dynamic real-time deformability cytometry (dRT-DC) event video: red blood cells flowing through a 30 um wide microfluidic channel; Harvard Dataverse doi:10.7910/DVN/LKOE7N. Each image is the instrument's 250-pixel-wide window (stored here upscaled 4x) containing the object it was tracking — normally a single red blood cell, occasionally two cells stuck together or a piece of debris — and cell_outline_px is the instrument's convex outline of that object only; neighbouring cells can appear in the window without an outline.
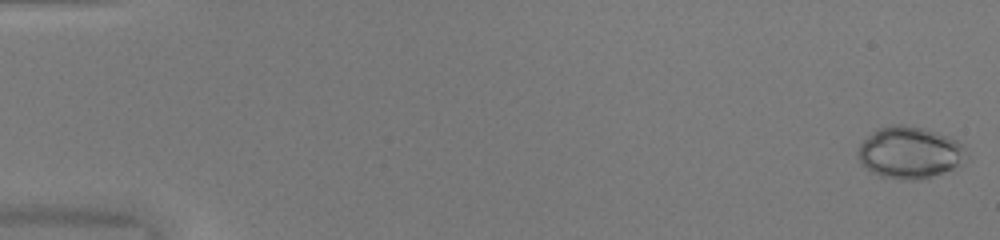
{"species": "common noctule bat (a hibernating species)", "species_latin": "Nyctalus noctula", "temperature_condition": "warm", "stored_images_in_passage": 51, "camera_frame_rate_fps": 3000, "um_per_image_px": 0.085, "animal": {"sex": "female", "body_mass_g": 20.0, "forearm_length_mm": 54.0}, "frame": {"image": 1, "passage_image": 1, "time_ms": 0.0, "image_size_px": [1000, 240], "cell_outline_px": [[960, 148], [956, 164], [952, 168], [928, 176], [912, 180], [880, 176], [872, 172], [860, 164], [856, 152], [860, 144], [876, 128], [920, 128], [936, 132], [948, 136], [956, 140], [960, 144]], "centroid_in_image_um": [77.15, 12.99], "position_along_channel_um": 7.8, "area_um2": 30.63}}
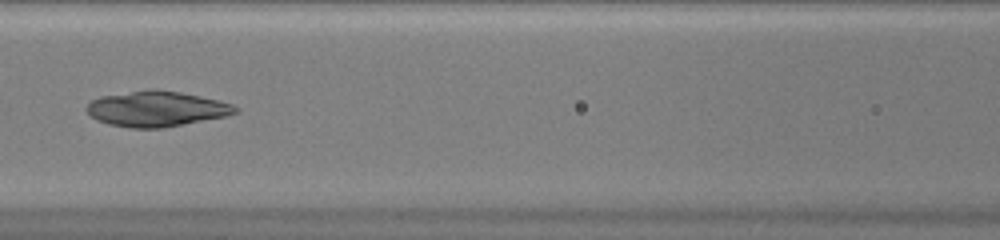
{"frame": {"image": 2, "passage_image": 24, "time_ms": 7.667, "image_size_px": [1000, 240], "cell_outline_px": [[240, 108], [236, 112], [228, 116], [164, 128], [132, 128], [108, 124], [96, 120], [84, 108], [92, 100], [100, 96], [152, 88], [156, 88], [180, 92], [200, 96], [232, 104]], "centroid_in_image_um": [13.3, 9.25], "position_along_channel_um": 153.3, "area_um2": 30.87}}
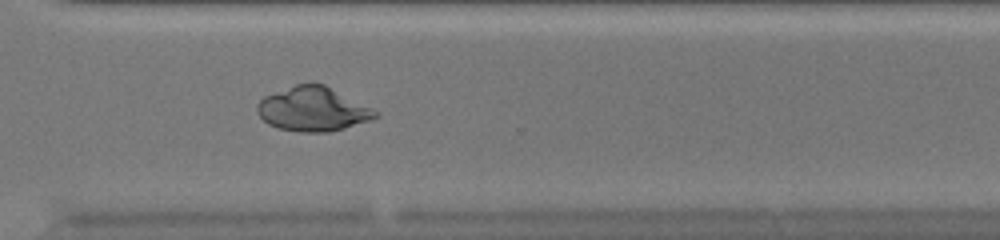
{"frame": {"image": 3, "passage_image": 38, "time_ms": 12.333, "image_size_px": [1000, 240], "cell_outline_px": [[380, 116], [344, 128], [328, 132], [300, 132], [276, 128], [268, 124], [256, 112], [256, 104], [264, 96], [296, 84], [308, 80], [312, 80], [324, 84], [380, 112]], "centroid_in_image_um": [26.57, 9.25], "position_along_channel_um": 344.0, "area_um2": 30.75}}